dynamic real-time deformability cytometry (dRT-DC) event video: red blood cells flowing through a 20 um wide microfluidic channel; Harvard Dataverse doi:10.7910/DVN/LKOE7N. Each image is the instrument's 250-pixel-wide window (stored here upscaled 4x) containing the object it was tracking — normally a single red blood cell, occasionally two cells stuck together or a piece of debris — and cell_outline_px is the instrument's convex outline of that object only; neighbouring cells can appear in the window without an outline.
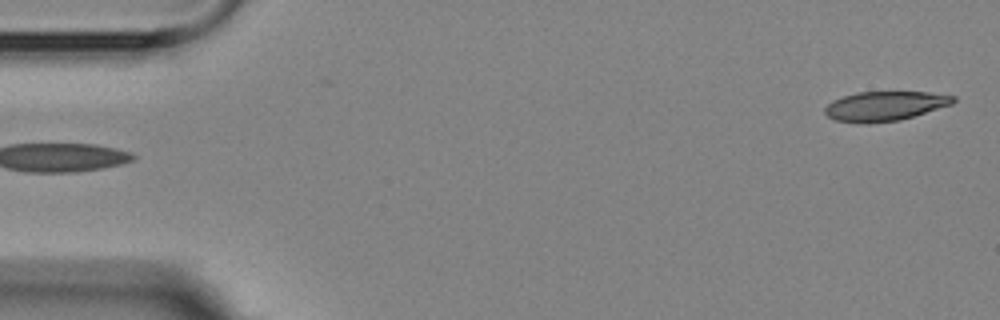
{"species": "Egyptian fruit bat (a non-hibernating species)", "species_latin": "Rousettus aegyptiacus", "temperature_condition": "room temperature", "stored_images_in_passage": 4, "segment_of_instrument_passage": [2, 2], "camera_frame_rate_fps": 3000, "um_per_image_px": 0.085, "animal": {"sex": "female"}, "frame": {"image": 1, "passage_image": 4, "time_ms": 3.333, "image_size_px": [1000, 320], "cell_outline_px": [[956, 100], [952, 104], [900, 120], [868, 124], [860, 124], [836, 120], [828, 116], [824, 112], [824, 108], [832, 100], [856, 92], [928, 92], [956, 96]], "centroid_in_image_um": [75.19, 9.02], "position_along_channel_um": 9.8, "area_um2": 22.14}}